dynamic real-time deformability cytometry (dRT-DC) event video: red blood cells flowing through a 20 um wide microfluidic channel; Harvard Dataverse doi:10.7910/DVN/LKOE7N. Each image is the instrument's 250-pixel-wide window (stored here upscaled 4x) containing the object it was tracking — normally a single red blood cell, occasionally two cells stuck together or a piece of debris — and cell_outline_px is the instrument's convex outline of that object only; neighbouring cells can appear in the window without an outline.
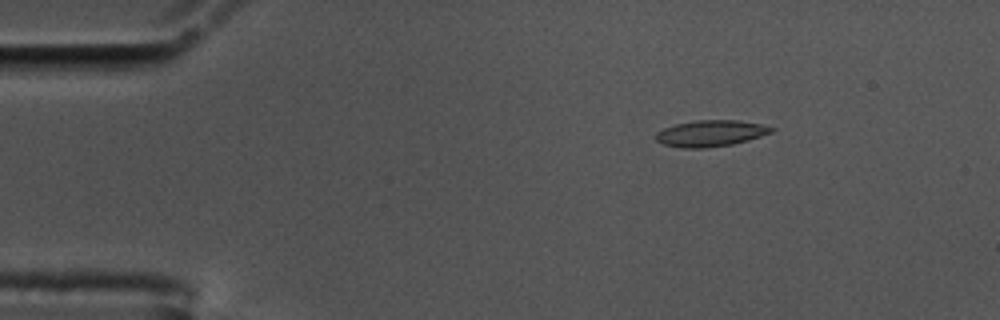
{"species": "common noctule bat (a hibernating species)", "species_latin": "Nyctalus noctula", "temperature_condition": "cold", "stored_images_in_passage": 49, "camera_frame_rate_fps": 3000, "um_per_image_px": 0.085, "animal": {"sex": "male", "body_mass_g": 17.5, "forearm_length_mm": 52.3}, "frame": {"image": 1, "passage_image": 1, "time_ms": 0.0, "image_size_px": [1000, 320], "cell_outline_px": [[776, 128], [772, 132], [748, 140], [732, 144], [704, 148], [680, 148], [664, 144], [656, 140], [656, 132], [664, 128], [676, 124], [696, 120], [740, 120], [760, 124]], "centroid_in_image_um": [60.4, 11.33], "position_along_channel_um": 24.6, "area_um2": 17.63}}
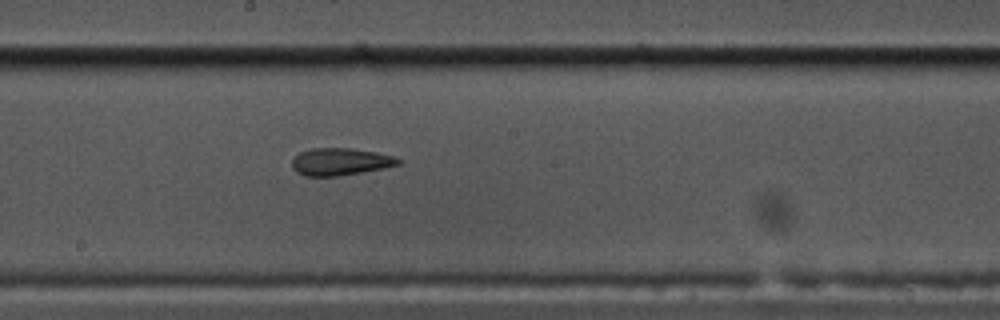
{"frame": {"image": 2, "passage_image": 23, "time_ms": 7.333, "image_size_px": [1000, 320], "cell_outline_px": [[404, 160], [400, 164], [384, 168], [336, 176], [304, 176], [296, 172], [292, 168], [292, 160], [300, 152], [312, 148], [352, 148], [376, 152], [392, 156]], "centroid_in_image_um": [28.92, 13.74], "position_along_channel_um": 219.3, "area_um2": 16.88}}
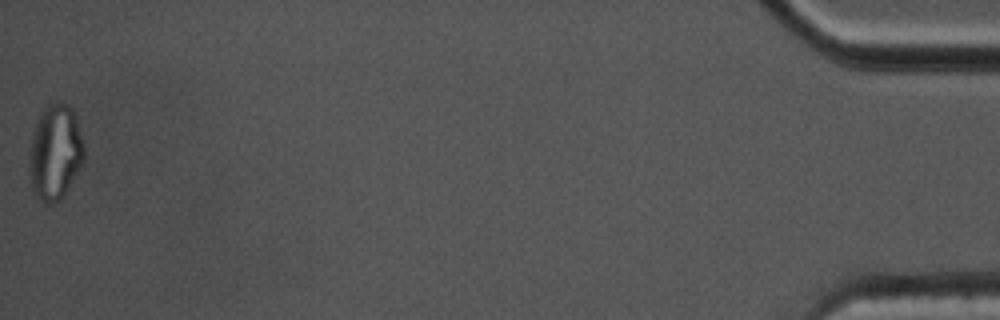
{"frame": {"image": 3, "passage_image": 49, "time_ms": 16.0, "image_size_px": [1000, 320], "cell_outline_px": [[84, 160], [64, 192], [52, 204], [44, 204], [36, 196], [32, 188], [28, 168], [32, 132], [40, 112], [52, 100], [56, 100], [72, 108], [76, 116], [84, 144]], "centroid_in_image_um": [4.66, 12.88], "position_along_channel_um": 430.5, "area_um2": 30.4}, "authors_computed_cell_mechanics": {"area_um2": 17.5712, "velocity_mm_per_s": 3.5636, "shape_relaxation_time_tau1_ms": null, "shape_relaxation_time_tau2_ms": 2.3324, "deformation_change_tau1": null, "deformation_change_tau2": 0.1093}}